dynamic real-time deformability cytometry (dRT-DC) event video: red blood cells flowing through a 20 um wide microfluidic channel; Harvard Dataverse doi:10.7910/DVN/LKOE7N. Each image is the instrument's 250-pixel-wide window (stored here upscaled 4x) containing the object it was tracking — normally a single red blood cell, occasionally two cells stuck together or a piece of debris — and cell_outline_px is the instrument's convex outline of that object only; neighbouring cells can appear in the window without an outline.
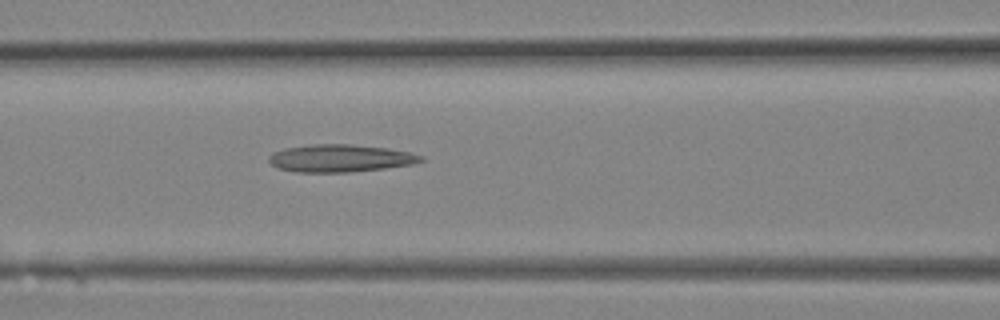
{"species": "Egyptian fruit bat (a non-hibernating species)", "species_latin": "Rousettus aegyptiacus", "temperature_condition": "room temperature", "stored_images_in_passage": 5, "camera_frame_rate_fps": 3000, "um_per_image_px": 0.085, "animal": {"sex": "female"}, "frame": {"image": 1, "passage_image": 5, "time_ms": 1.333, "image_size_px": [1000, 320], "cell_outline_px": [[424, 160], [412, 164], [384, 168], [352, 172], [296, 172], [280, 168], [272, 164], [268, 160], [268, 156], [272, 152], [284, 148], [308, 144], [352, 144], [388, 148], [412, 152], [424, 156]], "centroid_in_image_um": [28.93, 13.44], "position_along_channel_um": 137.7, "area_um2": 24.57}}